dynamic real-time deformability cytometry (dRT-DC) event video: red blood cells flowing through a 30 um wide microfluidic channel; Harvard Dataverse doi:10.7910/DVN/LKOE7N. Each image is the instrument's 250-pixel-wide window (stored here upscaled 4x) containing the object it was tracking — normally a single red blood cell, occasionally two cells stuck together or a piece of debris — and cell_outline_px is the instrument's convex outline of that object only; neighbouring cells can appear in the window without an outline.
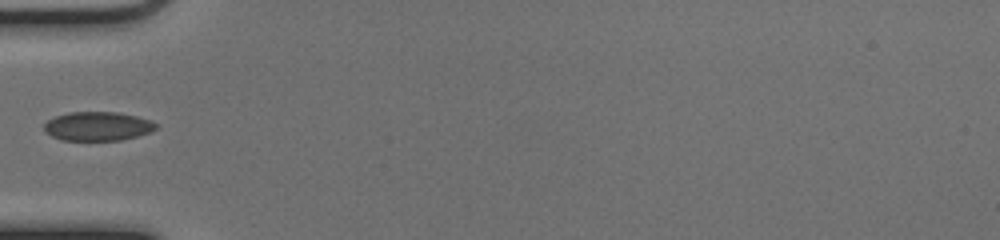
{"species": "common noctule bat (a hibernating species)", "species_latin": "Nyctalus noctula", "temperature_condition": "cold", "stored_images_in_passage": 33, "camera_frame_rate_fps": 3000, "um_per_image_px": 0.085, "animal": {"sex": "female", "body_mass_g": 17.0, "forearm_length_mm": 48.0}, "frame": {"image": 1, "passage_image": 1, "time_ms": 0.0, "image_size_px": [1000, 240], "cell_outline_px": [[160, 124], [152, 132], [120, 140], [60, 140], [44, 132], [44, 124], [48, 120], [56, 116], [68, 112], [116, 112], [136, 116]], "centroid_in_image_um": [8.3, 10.73], "position_along_channel_um": 76.7, "area_um2": 18.9}}
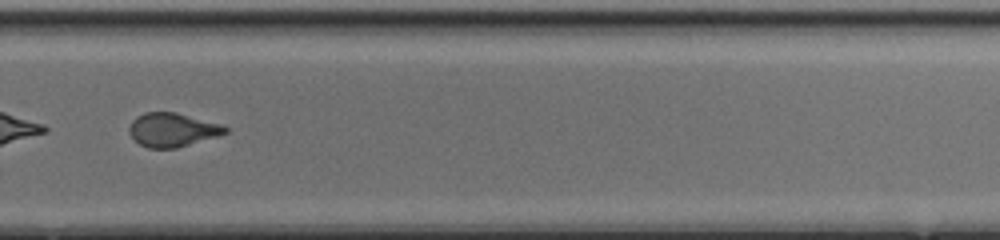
{"frame": {"image": 2, "passage_image": 19, "time_ms": 6.0, "image_size_px": [1000, 240], "cell_outline_px": [[228, 132], [216, 136], [176, 148], [148, 148], [140, 144], [128, 132], [128, 128], [132, 120], [136, 116], [144, 112], [176, 112], [224, 124], [228, 128]], "centroid_in_image_um": [14.65, 11.01], "position_along_channel_um": 315.1, "area_um2": 18.96}}